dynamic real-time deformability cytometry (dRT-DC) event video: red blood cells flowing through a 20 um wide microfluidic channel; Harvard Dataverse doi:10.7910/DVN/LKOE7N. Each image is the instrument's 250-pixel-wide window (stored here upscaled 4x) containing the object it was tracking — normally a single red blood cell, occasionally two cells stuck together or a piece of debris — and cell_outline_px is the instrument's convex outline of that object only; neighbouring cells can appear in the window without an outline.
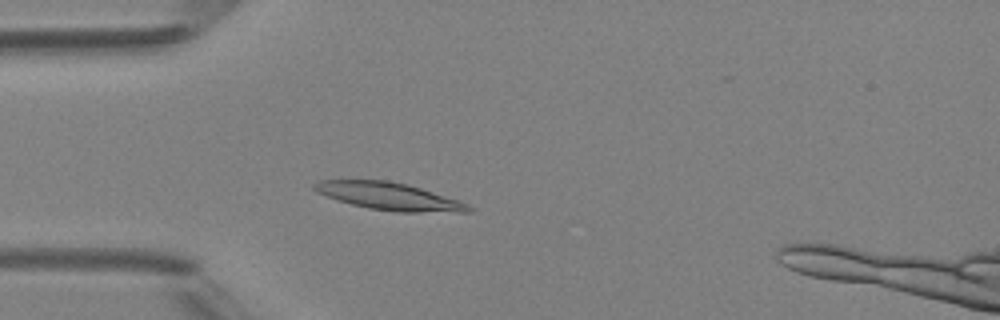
{"species": "Egyptian fruit bat (a non-hibernating species)", "species_latin": "Rousettus aegyptiacus", "temperature_condition": "room temperature", "stored_images_in_passage": 49, "segment_of_instrument_passage": [1, 2], "camera_frame_rate_fps": 3000, "um_per_image_px": 0.085, "animal": {"sex": "female"}, "frame": {"image": 1, "passage_image": 13, "time_ms": 4.0, "image_size_px": [1000, 320], "cell_outline_px": [[476, 208], [472, 212], [396, 212], [368, 208], [336, 200], [316, 192], [312, 188], [312, 184], [320, 180], [388, 180], [408, 184], [460, 200]], "centroid_in_image_um": [33.11, 16.69], "position_along_channel_um": 51.9, "area_um2": 24.97}}
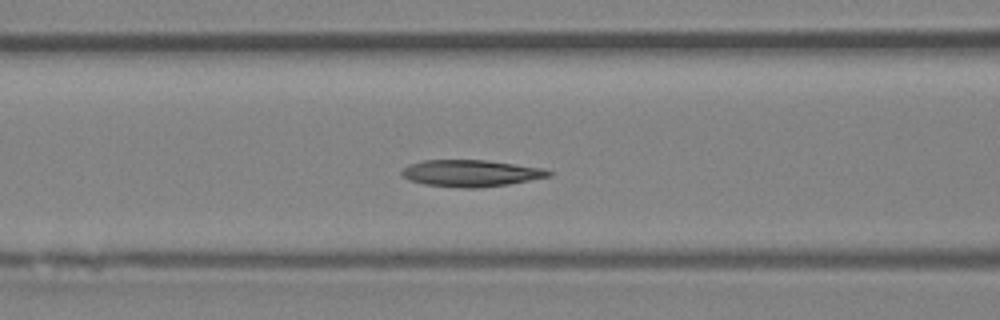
{"frame": {"image": 2, "passage_image": 19, "time_ms": 6.0, "image_size_px": [1000, 320], "cell_outline_px": [[552, 176], [508, 184], [476, 188], [464, 188], [424, 184], [408, 180], [400, 172], [408, 164], [424, 160], [484, 160], [544, 168], [552, 172]], "centroid_in_image_um": [40.02, 14.72], "position_along_channel_um": 126.6, "area_um2": 22.77}}
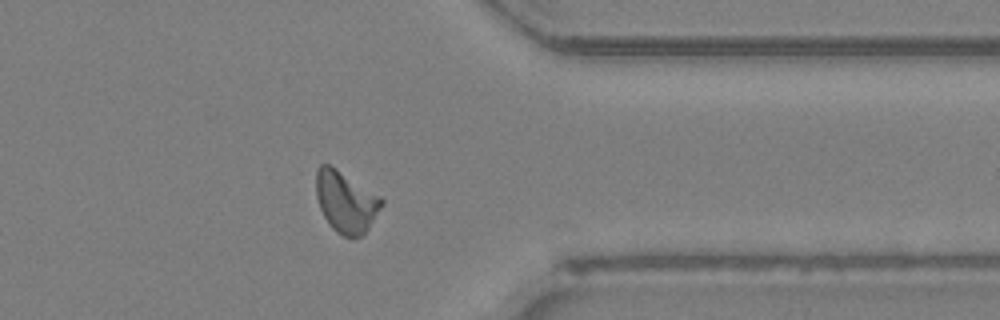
{"frame": {"image": 3, "passage_image": 38, "time_ms": 12.333, "image_size_px": [1000, 320], "cell_outline_px": [[384, 204], [364, 236], [352, 240], [336, 232], [332, 228], [324, 216], [320, 208], [316, 196], [316, 168], [320, 164], [328, 164], [380, 196], [384, 200]], "centroid_in_image_um": [29.41, 17.21], "position_along_channel_um": 382.0, "area_um2": 23.52}}